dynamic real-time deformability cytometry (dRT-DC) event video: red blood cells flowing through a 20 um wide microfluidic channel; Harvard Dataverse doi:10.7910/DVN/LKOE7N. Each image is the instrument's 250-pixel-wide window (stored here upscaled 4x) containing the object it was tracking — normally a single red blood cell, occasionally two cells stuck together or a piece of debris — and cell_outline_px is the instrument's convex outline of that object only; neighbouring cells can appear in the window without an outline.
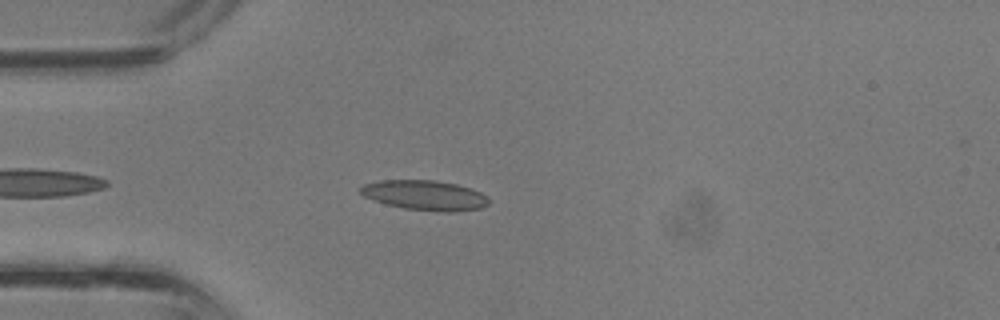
{"species": "common noctule bat (a hibernating species)", "species_latin": "Nyctalus noctula", "temperature_condition": "room temperature", "stored_images_in_passage": 30, "camera_frame_rate_fps": 3000, "um_per_image_px": 0.085, "animal": {"sex": "male", "body_mass_g": 13.3}, "frame": {"image": 1, "passage_image": 4, "time_ms": 1.0, "image_size_px": [1000, 320], "cell_outline_px": [[488, 204], [480, 208], [452, 212], [440, 212], [404, 208], [372, 200], [364, 196], [356, 188], [364, 184], [380, 180], [436, 180], [456, 184], [480, 192], [488, 196]], "centroid_in_image_um": [36.08, 16.59], "position_along_channel_um": 48.9, "area_um2": 22.37}}
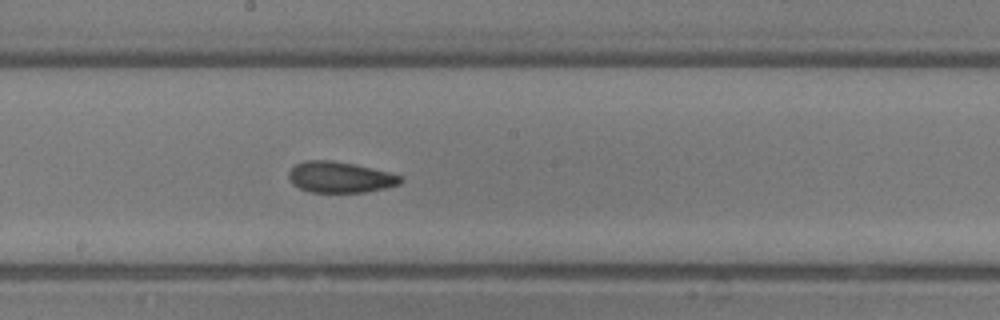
{"frame": {"image": 2, "passage_image": 14, "time_ms": 4.333, "image_size_px": [1000, 320], "cell_outline_px": [[404, 180], [400, 184], [384, 188], [364, 192], [312, 192], [300, 188], [292, 184], [288, 176], [288, 172], [296, 164], [304, 160], [332, 160], [356, 164], [404, 176]], "centroid_in_image_um": [28.92, 15.05], "position_along_channel_um": 219.3, "area_um2": 20.29}}
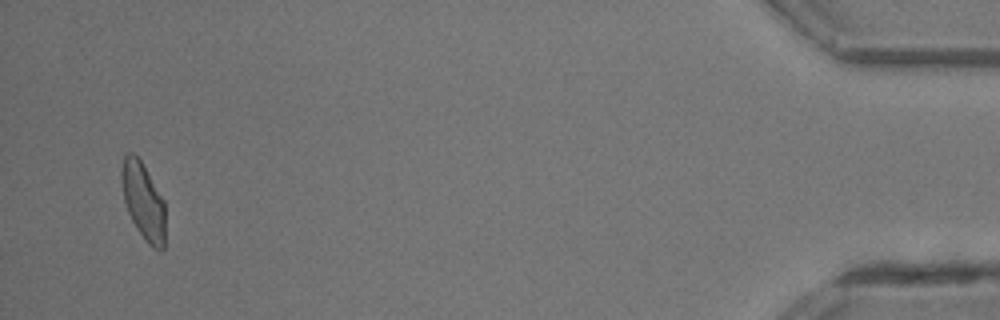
{"frame": {"image": 3, "passage_image": 30, "time_ms": 9.667, "image_size_px": [1000, 320], "cell_outline_px": [[164, 248], [160, 252], [152, 248], [148, 244], [132, 220], [128, 212], [124, 200], [120, 176], [120, 172], [124, 156], [128, 152], [132, 152], [140, 160], [164, 200]], "centroid_in_image_um": [12.17, 17.1], "position_along_channel_um": 423.0, "area_um2": 19.42}}